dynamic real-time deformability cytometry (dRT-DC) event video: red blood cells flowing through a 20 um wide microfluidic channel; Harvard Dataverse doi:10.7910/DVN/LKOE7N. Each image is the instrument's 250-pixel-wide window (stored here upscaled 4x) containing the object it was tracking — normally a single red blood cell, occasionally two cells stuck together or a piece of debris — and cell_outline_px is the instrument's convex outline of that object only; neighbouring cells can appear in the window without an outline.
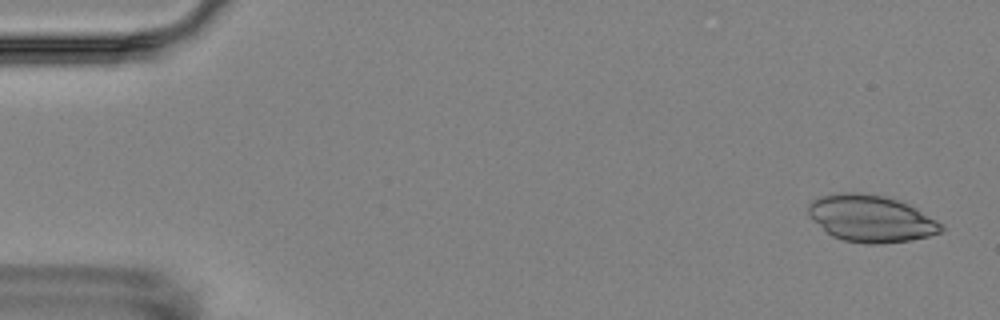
{"species": "Egyptian fruit bat (a non-hibernating species)", "species_latin": "Rousettus aegyptiacus", "temperature_condition": "room temperature", "stored_images_in_passage": 5, "camera_frame_rate_fps": 3000, "um_per_image_px": 0.085, "animal": {"sex": "female"}, "frame": {"image": 1, "passage_image": 1, "time_ms": 0.0, "image_size_px": [1000, 320], "cell_outline_px": [[944, 232], [912, 240], [880, 244], [868, 244], [844, 240], [832, 236], [812, 220], [808, 216], [808, 204], [812, 200], [820, 196], [844, 192], [856, 192], [884, 196], [908, 204], [916, 208], [944, 224]], "centroid_in_image_um": [74.04, 18.58], "position_along_channel_um": 11.0, "area_um2": 36.41}}